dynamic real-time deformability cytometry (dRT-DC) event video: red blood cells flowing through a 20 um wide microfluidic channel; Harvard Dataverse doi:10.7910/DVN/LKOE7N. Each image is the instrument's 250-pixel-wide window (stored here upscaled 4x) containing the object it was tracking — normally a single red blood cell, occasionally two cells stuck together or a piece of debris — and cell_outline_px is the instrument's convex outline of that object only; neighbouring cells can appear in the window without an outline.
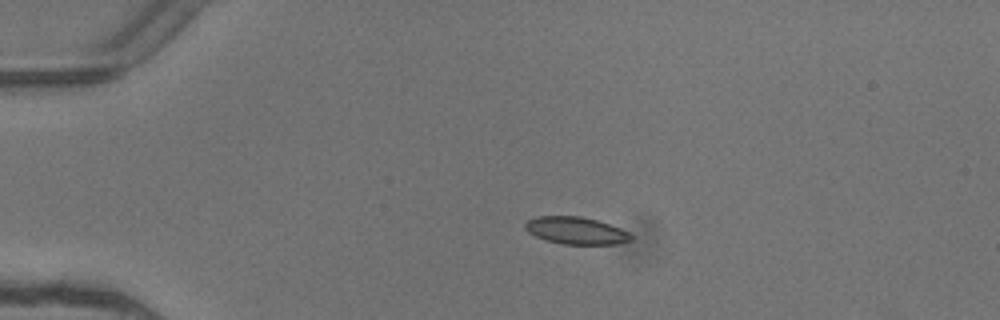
{"species": "common noctule bat (a hibernating species)", "species_latin": "Nyctalus noctula", "temperature_condition": "warm", "stored_images_in_passage": 4, "camera_frame_rate_fps": 3000, "um_per_image_px": 0.085, "animal": {"sex": "female"}, "frame": {"image": 1, "passage_image": 3, "time_ms": 0.667, "image_size_px": [1000, 320], "cell_outline_px": [[632, 240], [616, 244], [564, 244], [544, 240], [528, 232], [524, 228], [524, 224], [528, 220], [536, 216], [580, 216], [596, 220], [620, 228], [628, 232], [632, 236]], "centroid_in_image_um": [48.93, 19.6], "position_along_channel_um": 36.1, "area_um2": 16.76}}